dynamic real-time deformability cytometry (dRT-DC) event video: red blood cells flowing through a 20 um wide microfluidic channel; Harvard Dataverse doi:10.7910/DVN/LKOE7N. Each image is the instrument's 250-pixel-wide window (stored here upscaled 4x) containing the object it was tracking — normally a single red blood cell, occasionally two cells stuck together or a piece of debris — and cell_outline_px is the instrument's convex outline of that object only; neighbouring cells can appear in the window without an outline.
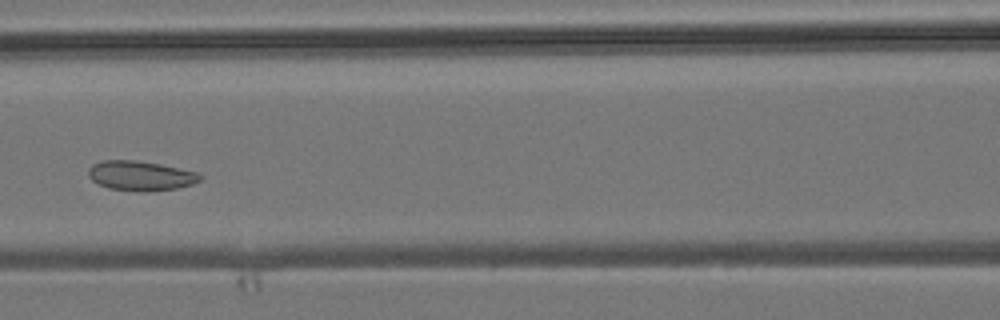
{"species": "common noctule bat (a hibernating species)", "species_latin": "Nyctalus noctula", "temperature_condition": "room temperature", "stored_images_in_passage": 6, "camera_frame_rate_fps": 3000, "um_per_image_px": 0.085, "animal": {"sex": "male", "body_mass_g": 19.2, "forearm_length_mm": 51.8}, "frame": {"image": 1, "passage_image": 6, "time_ms": 5.667, "image_size_px": [1000, 320], "cell_outline_px": [[204, 176], [200, 180], [192, 184], [176, 188], [144, 192], [140, 192], [108, 188], [92, 180], [88, 176], [88, 168], [92, 164], [100, 160], [136, 160], [160, 164], [196, 172]], "centroid_in_image_um": [11.92, 14.93], "position_along_channel_um": 154.7, "area_um2": 19.36}}